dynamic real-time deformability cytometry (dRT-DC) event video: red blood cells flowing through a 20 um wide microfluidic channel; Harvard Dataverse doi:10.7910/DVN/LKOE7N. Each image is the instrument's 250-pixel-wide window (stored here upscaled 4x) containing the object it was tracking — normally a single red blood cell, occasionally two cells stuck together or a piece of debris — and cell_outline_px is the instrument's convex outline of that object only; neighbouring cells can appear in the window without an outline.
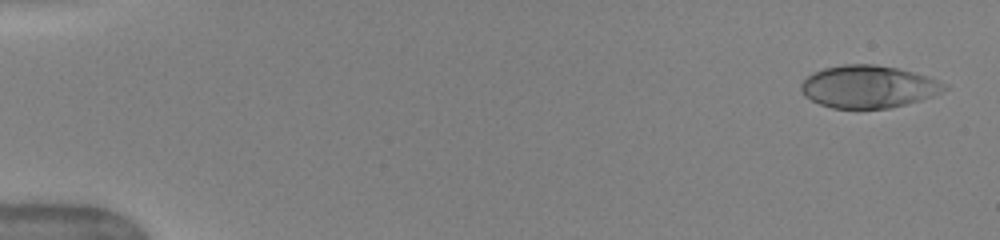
{"species": "human", "species_latin": "Homo sapiens", "temperature_condition": "warm", "stored_images_in_passage": 50, "camera_frame_rate_fps": 3000, "um_per_image_px": 0.085, "donor": {"sex": "female"}, "frame": {"image": 1, "passage_image": 2, "time_ms": 0.333, "image_size_px": [1000, 240], "cell_outline_px": [[948, 88], [932, 96], [920, 100], [888, 108], [832, 108], [820, 104], [804, 96], [800, 88], [800, 84], [812, 72], [824, 68], [844, 64], [876, 64], [900, 68], [928, 76], [948, 84]], "centroid_in_image_um": [73.81, 7.35], "position_along_channel_um": 11.2, "area_um2": 35.55}}
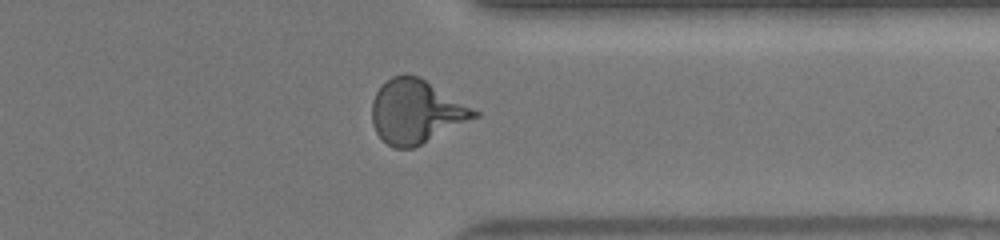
{"frame": {"image": 2, "passage_image": 40, "time_ms": 13.0, "image_size_px": [1000, 240], "cell_outline_px": [[480, 116], [412, 148], [392, 148], [376, 132], [372, 124], [372, 100], [380, 84], [392, 76], [420, 76], [480, 112]], "centroid_in_image_um": [35.36, 9.48], "position_along_channel_um": 376.0, "area_um2": 37.74}}
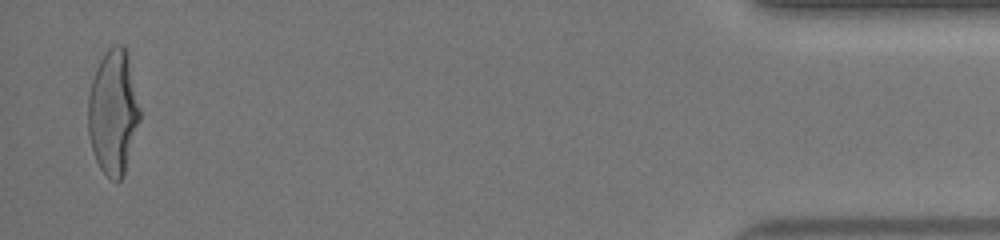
{"frame": {"image": 3, "passage_image": 49, "time_ms": 16.0, "image_size_px": [1000, 240], "cell_outline_px": [[140, 120], [124, 176], [120, 180], [112, 180], [100, 168], [96, 160], [88, 136], [88, 96], [92, 80], [96, 68], [100, 60], [108, 48], [112, 44], [124, 44], [128, 56], [140, 108]], "centroid_in_image_um": [9.62, 9.53], "position_along_channel_um": 425.6, "area_um2": 37.69}, "authors_computed_cell_mechanics": {"area_um2": 36.3562, "velocity_mm_per_s": 4.0631, "shape_relaxation_time_tau1_ms": 5.4866, "shape_relaxation_time_tau2_ms": null, "deformation_change_tau1": 0.2383, "deformation_change_tau2": null}}